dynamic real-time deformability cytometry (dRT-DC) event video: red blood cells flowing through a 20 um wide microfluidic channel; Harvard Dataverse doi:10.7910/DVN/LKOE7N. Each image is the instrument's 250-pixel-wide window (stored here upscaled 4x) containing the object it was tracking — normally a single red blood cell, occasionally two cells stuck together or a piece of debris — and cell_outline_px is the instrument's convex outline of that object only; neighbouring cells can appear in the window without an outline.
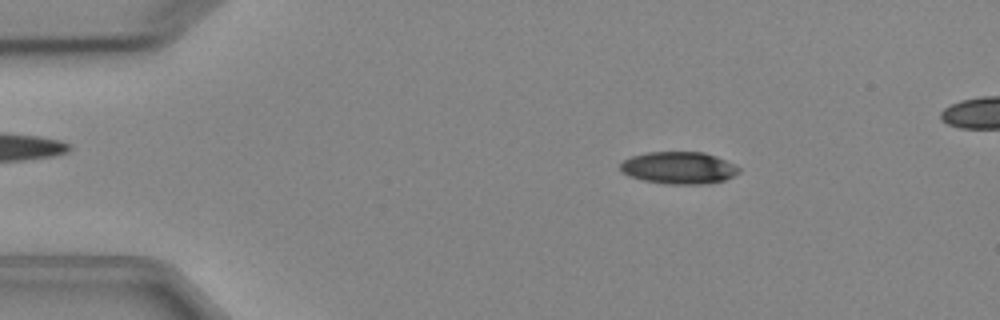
{"species": "Egyptian fruit bat (a non-hibernating species)", "species_latin": "Rousettus aegyptiacus", "temperature_condition": "cold", "stored_images_in_passage": 6, "camera_frame_rate_fps": 3000, "um_per_image_px": 0.085, "animal": {"sex": "female"}, "frame": {"image": 1, "passage_image": 2, "time_ms": 1.333, "image_size_px": [1000, 320], "cell_outline_px": [[740, 172], [724, 180], [704, 184], [668, 184], [644, 180], [628, 176], [620, 168], [620, 164], [624, 160], [632, 156], [648, 152], [704, 152], [716, 156], [740, 168]], "centroid_in_image_um": [57.69, 14.26], "position_along_channel_um": 27.3, "area_um2": 22.02}}